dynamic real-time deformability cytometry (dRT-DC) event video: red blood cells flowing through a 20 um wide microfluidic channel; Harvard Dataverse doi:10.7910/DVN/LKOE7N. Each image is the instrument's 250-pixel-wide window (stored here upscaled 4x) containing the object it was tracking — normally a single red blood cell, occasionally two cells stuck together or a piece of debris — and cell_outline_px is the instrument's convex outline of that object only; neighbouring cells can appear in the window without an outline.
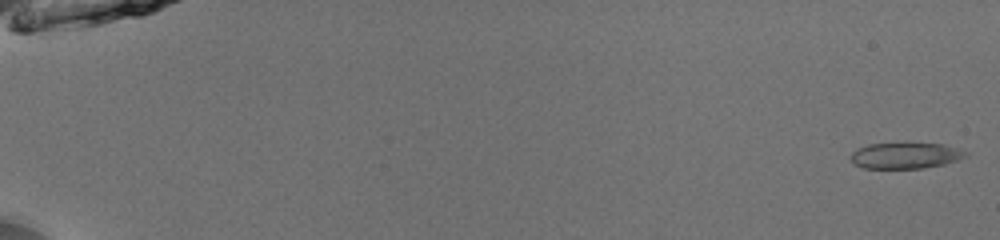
{"species": "common noctule bat (a hibernating species)", "species_latin": "Nyctalus noctula", "temperature_condition": "room temperature", "stored_images_in_passage": 52, "camera_frame_rate_fps": 3000, "um_per_image_px": 0.085, "animal": {"sex": "male", "body_mass_g": 13.0, "forearm_length_mm": 53.1}, "frame": {"image": 1, "passage_image": 1, "time_ms": 0.0, "image_size_px": [1000, 240], "cell_outline_px": [[968, 156], [944, 164], [924, 168], [864, 168], [856, 164], [848, 156], [856, 148], [868, 144], [944, 144], [968, 152]], "centroid_in_image_um": [76.95, 13.23], "position_along_channel_um": 8.1, "area_um2": 17.22}}
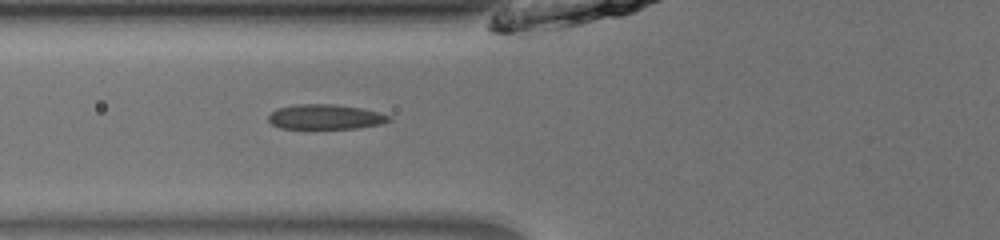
{"frame": {"image": 2, "passage_image": 22, "time_ms": 7.0, "image_size_px": [1000, 240], "cell_outline_px": [[392, 120], [380, 124], [356, 128], [280, 128], [272, 124], [268, 120], [268, 116], [272, 112], [280, 108], [296, 104], [332, 104], [360, 108], [392, 116]], "centroid_in_image_um": [27.66, 9.93], "position_along_channel_um": 98.1, "area_um2": 17.22}}
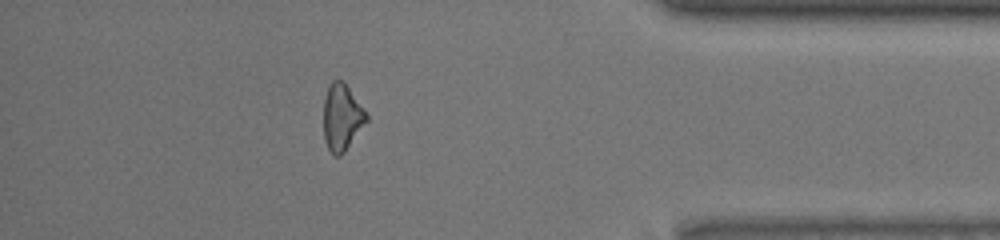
{"frame": {"image": 3, "passage_image": 47, "time_ms": 15.333, "image_size_px": [1000, 240], "cell_outline_px": [[368, 120], [344, 152], [340, 156], [336, 156], [328, 148], [324, 140], [324, 100], [328, 84], [332, 80], [344, 80], [368, 116]], "centroid_in_image_um": [29.05, 9.94], "position_along_channel_um": 406.2, "area_um2": 16.53}, "authors_computed_cell_mechanics": {"area_um2": 17.3978, "velocity_mm_per_s": 3.9863, "shape_relaxation_time_tau1_ms": 8.2749, "shape_relaxation_time_tau2_ms": 3.8489, "deformation_change_tau1": 0.1777, "deformation_change_tau2": 0.0815}}